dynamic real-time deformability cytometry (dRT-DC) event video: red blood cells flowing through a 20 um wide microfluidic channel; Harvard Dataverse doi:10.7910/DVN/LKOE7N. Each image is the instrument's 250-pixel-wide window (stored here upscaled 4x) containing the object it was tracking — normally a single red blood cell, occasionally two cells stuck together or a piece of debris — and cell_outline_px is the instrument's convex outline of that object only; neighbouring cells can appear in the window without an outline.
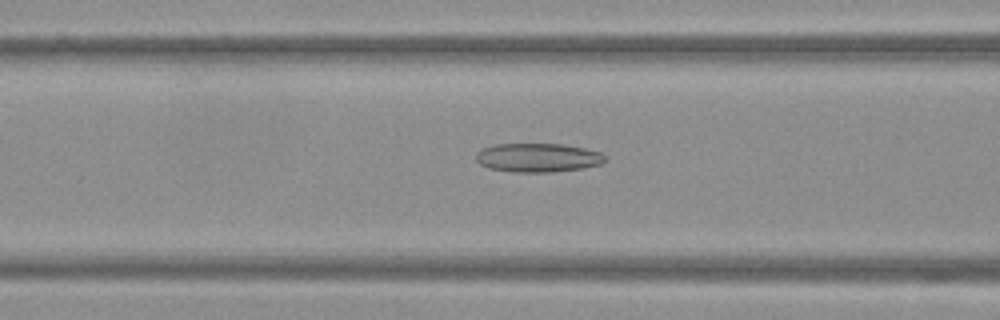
{"species": "Egyptian fruit bat (a non-hibernating species)", "species_latin": "Rousettus aegyptiacus", "temperature_condition": "warm", "stored_images_in_passage": 49, "camera_frame_rate_fps": 3000, "um_per_image_px": 0.085, "frame": {"image": 1, "passage_image": 20, "time_ms": 6.333, "image_size_px": [1000, 320], "cell_outline_px": [[608, 156], [600, 164], [584, 168], [552, 172], [512, 172], [488, 168], [480, 164], [476, 160], [476, 152], [480, 148], [496, 144], [560, 144], [584, 148], [600, 152]], "centroid_in_image_um": [45.69, 13.4], "position_along_channel_um": 120.9, "area_um2": 21.85}}
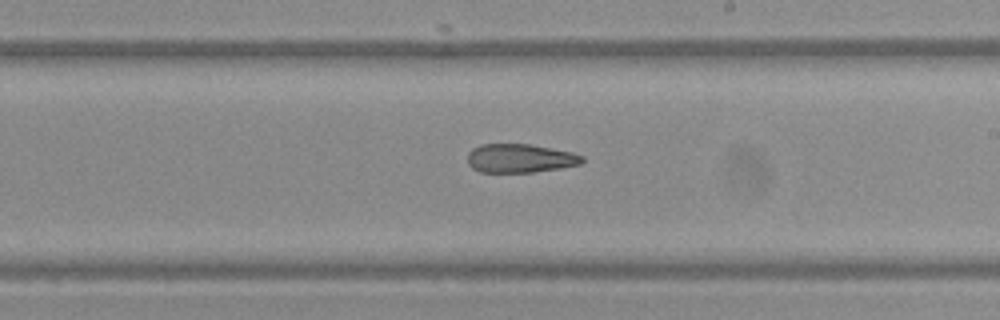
{"frame": {"image": 2, "passage_image": 29, "time_ms": 9.333, "image_size_px": [1000, 320], "cell_outline_px": [[584, 160], [580, 164], [560, 168], [532, 172], [480, 172], [472, 168], [468, 164], [468, 152], [472, 148], [480, 144], [528, 144], [552, 148], [572, 152], [584, 156]], "centroid_in_image_um": [44.19, 13.45], "position_along_channel_um": 244.8, "area_um2": 19.25}}
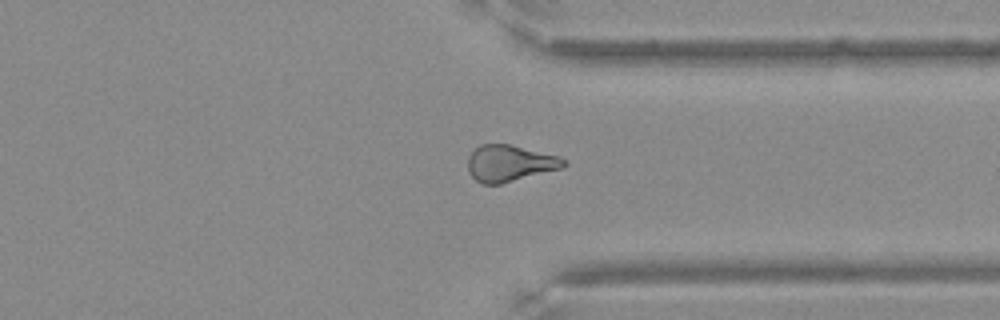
{"frame": {"image": 3, "passage_image": 38, "time_ms": 12.333, "image_size_px": [1000, 320], "cell_outline_px": [[568, 164], [560, 168], [500, 184], [484, 184], [476, 180], [472, 176], [468, 168], [468, 156], [480, 144], [512, 144], [560, 156], [568, 160]], "centroid_in_image_um": [43.35, 13.86], "position_along_channel_um": 368.1, "area_um2": 20.35}}